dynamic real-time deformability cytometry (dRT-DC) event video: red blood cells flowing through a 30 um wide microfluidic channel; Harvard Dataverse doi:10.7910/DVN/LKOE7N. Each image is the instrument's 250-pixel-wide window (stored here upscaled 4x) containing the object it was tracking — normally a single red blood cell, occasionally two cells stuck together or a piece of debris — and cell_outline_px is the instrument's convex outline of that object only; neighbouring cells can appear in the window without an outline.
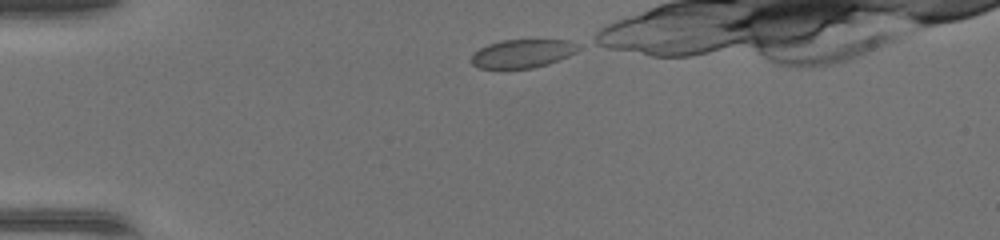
{"species": "common noctule bat (a hibernating species)", "species_latin": "Nyctalus noctula", "temperature_condition": "warm", "stored_images_in_passage": 30, "camera_frame_rate_fps": 3000, "um_per_image_px": 0.085, "animal": {"sex": "female", "body_mass_g": 17.0, "forearm_length_mm": 48.0}, "frame": {"image": 1, "passage_image": 1, "time_ms": 0.0, "image_size_px": [1000, 240], "cell_outline_px": [[580, 48], [576, 52], [568, 56], [548, 64], [532, 68], [480, 68], [472, 64], [472, 56], [480, 48], [488, 44], [500, 40], [568, 40], [580, 44]], "centroid_in_image_um": [44.45, 4.54], "position_along_channel_um": 40.6, "area_um2": 17.63}}
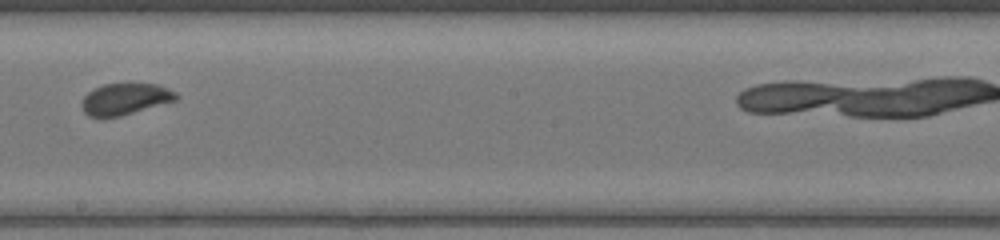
{"frame": {"image": 2, "passage_image": 17, "time_ms": 5.333, "image_size_px": [1000, 240], "cell_outline_px": [[180, 96], [176, 100], [120, 116], [88, 116], [84, 112], [80, 104], [84, 96], [88, 92], [104, 84], [160, 84], [176, 92]], "centroid_in_image_um": [10.65, 8.4], "position_along_channel_um": 237.5, "area_um2": 17.11}}
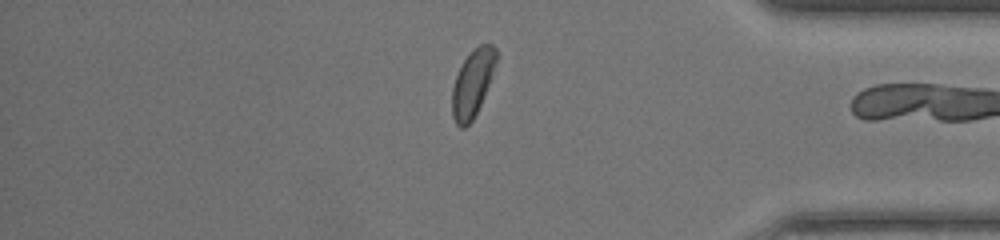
{"frame": {"image": 3, "passage_image": 29, "time_ms": 9.333, "image_size_px": [1000, 240], "cell_outline_px": [[496, 60], [484, 96], [472, 120], [464, 128], [460, 128], [456, 124], [452, 116], [452, 88], [456, 76], [464, 60], [480, 44], [492, 44], [496, 48]], "centroid_in_image_um": [40.14, 7.1], "position_along_channel_um": 395.1, "area_um2": 16.65}}